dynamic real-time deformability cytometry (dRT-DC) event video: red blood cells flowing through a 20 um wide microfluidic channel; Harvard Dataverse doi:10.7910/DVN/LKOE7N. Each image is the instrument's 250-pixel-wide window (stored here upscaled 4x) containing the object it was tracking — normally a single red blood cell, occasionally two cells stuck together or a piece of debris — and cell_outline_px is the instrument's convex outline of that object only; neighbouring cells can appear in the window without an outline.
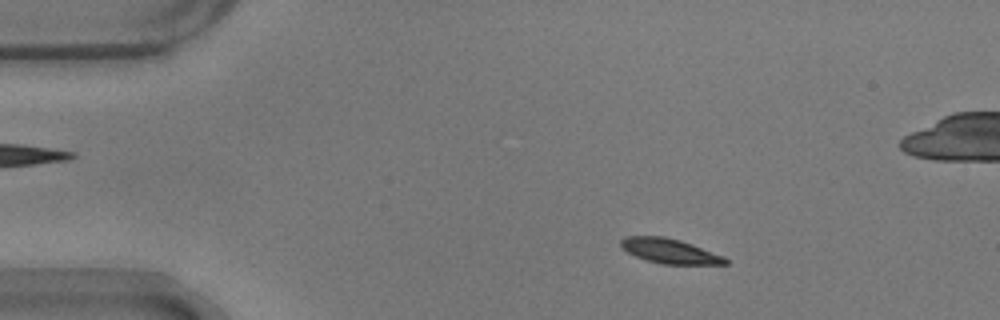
{"species": "common noctule bat (a hibernating species)", "species_latin": "Nyctalus noctula", "temperature_condition": "warm", "stored_images_in_passage": 54, "camera_frame_rate_fps": 3000, "um_per_image_px": 0.085, "animal": {"sex": "male", "body_mass_g": 17.9}, "frame": {"image": 1, "passage_image": 8, "time_ms": 2.333, "image_size_px": [1000, 320], "cell_outline_px": [[728, 264], [664, 264], [648, 260], [636, 256], [620, 248], [620, 240], [624, 236], [664, 236], [680, 240], [692, 244], [724, 256], [728, 260]], "centroid_in_image_um": [56.91, 21.32], "position_along_channel_um": 28.1, "area_um2": 15.03}}
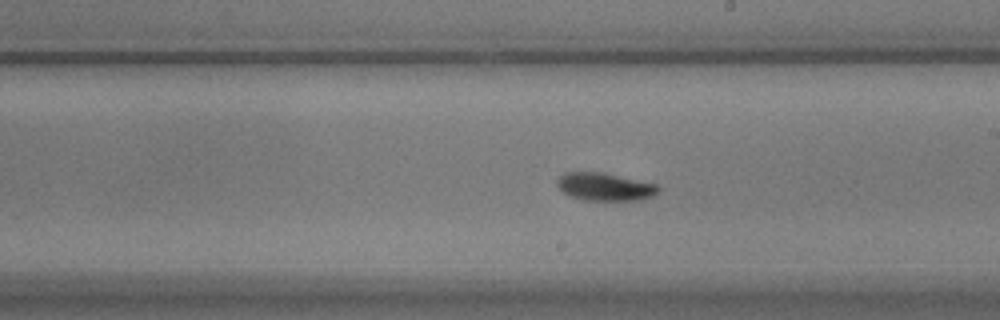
{"frame": {"image": 2, "passage_image": 30, "time_ms": 9.667, "image_size_px": [1000, 320], "cell_outline_px": [[660, 192], [652, 196], [640, 200], [584, 200], [568, 196], [556, 184], [556, 180], [564, 172], [604, 172], [656, 184], [660, 188]], "centroid_in_image_um": [51.41, 15.87], "position_along_channel_um": 237.6, "area_um2": 16.53}}
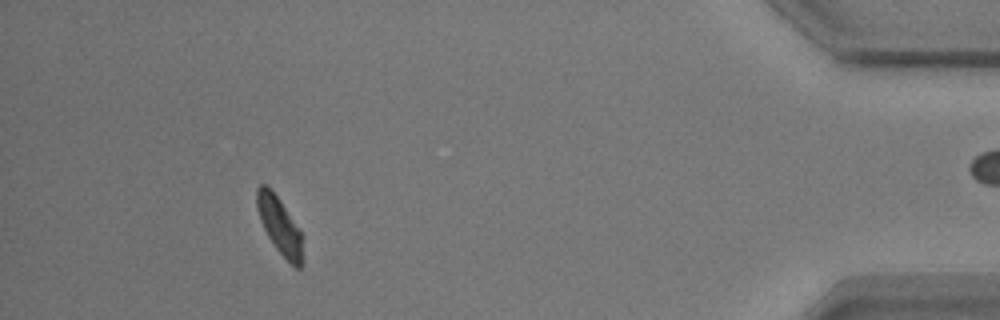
{"frame": {"image": 3, "passage_image": 49, "time_ms": 16.0, "image_size_px": [1000, 320], "cell_outline_px": [[304, 264], [300, 268], [296, 268], [276, 248], [268, 236], [260, 220], [256, 208], [256, 188], [260, 184], [264, 184], [280, 200], [300, 232]], "centroid_in_image_um": [23.75, 19.2], "position_along_channel_um": 411.5, "area_um2": 14.8}, "authors_computed_cell_mechanics": {"area_um2": 16.0973, "velocity_mm_per_s": 3.6732, "shape_relaxation_time_tau1_ms": 2.7724, "shape_relaxation_time_tau2_ms": 9.2654, "deformation_change_tau1": 0.1047, "deformation_change_tau2": 0.1095}}